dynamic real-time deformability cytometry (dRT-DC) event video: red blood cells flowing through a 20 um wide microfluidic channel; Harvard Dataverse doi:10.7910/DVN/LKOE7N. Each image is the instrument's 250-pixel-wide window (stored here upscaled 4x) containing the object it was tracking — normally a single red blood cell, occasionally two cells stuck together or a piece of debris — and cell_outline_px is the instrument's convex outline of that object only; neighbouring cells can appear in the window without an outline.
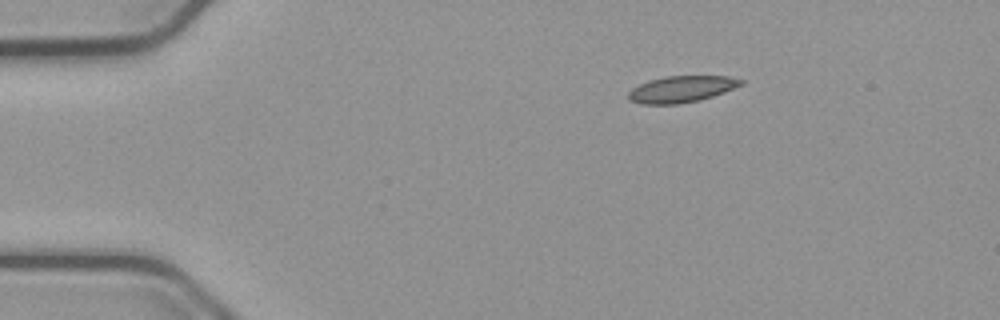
{"species": "common noctule bat (a hibernating species)", "species_latin": "Nyctalus noctula", "temperature_condition": "cold", "stored_images_in_passage": 46, "camera_frame_rate_fps": 3000, "um_per_image_px": 0.085, "animal": {"sex": "male", "body_mass_g": 23.1, "forearm_length_mm": 52.7}, "frame": {"image": 1, "passage_image": 1, "time_ms": 0.0, "image_size_px": [1000, 320], "cell_outline_px": [[744, 84], [724, 92], [712, 96], [696, 100], [676, 104], [644, 104], [628, 100], [628, 92], [632, 88], [648, 80], [664, 76], [728, 76], [744, 80]], "centroid_in_image_um": [57.91, 7.56], "position_along_channel_um": 27.1, "area_um2": 17.28}}
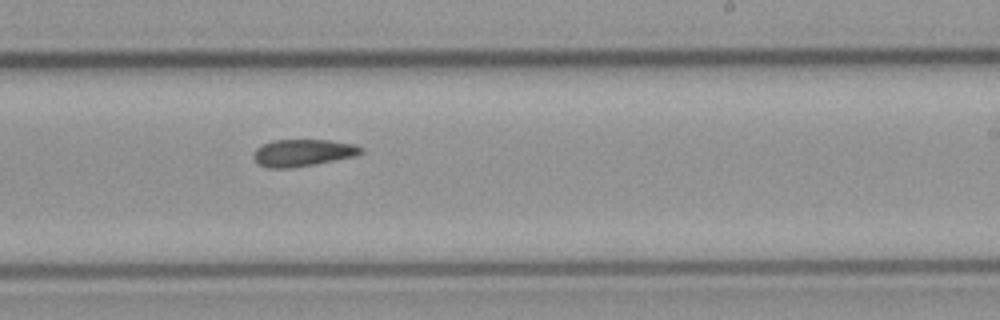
{"frame": {"image": 2, "passage_image": 25, "time_ms": 8.0, "image_size_px": [1000, 320], "cell_outline_px": [[364, 152], [356, 156], [316, 164], [292, 168], [268, 168], [260, 164], [252, 156], [252, 152], [256, 148], [272, 140], [328, 140], [352, 144], [364, 148]], "centroid_in_image_um": [25.75, 12.99], "position_along_channel_um": 263.3, "area_um2": 16.99}}
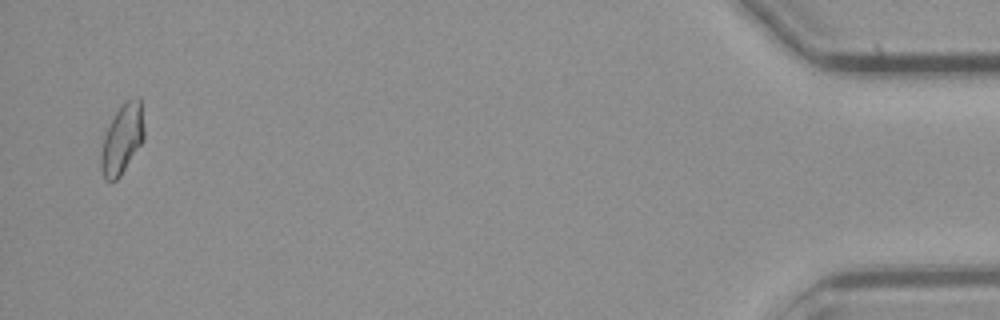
{"frame": {"image": 3, "passage_image": 45, "time_ms": 14.667, "image_size_px": [1000, 320], "cell_outline_px": [[144, 140], [120, 176], [116, 180], [104, 180], [100, 168], [100, 152], [104, 136], [116, 112], [124, 100], [140, 96], [144, 128]], "centroid_in_image_um": [10.38, 11.82], "position_along_channel_um": 424.8, "area_um2": 17.57}, "authors_computed_cell_mechanics": {"area_um2": 17.4267, "velocity_mm_per_s": 3.7686, "shape_relaxation_time_tau1_ms": null, "shape_relaxation_time_tau2_ms": 9.7439, "deformation_change_tau1": null, "deformation_change_tau2": 0.175}}